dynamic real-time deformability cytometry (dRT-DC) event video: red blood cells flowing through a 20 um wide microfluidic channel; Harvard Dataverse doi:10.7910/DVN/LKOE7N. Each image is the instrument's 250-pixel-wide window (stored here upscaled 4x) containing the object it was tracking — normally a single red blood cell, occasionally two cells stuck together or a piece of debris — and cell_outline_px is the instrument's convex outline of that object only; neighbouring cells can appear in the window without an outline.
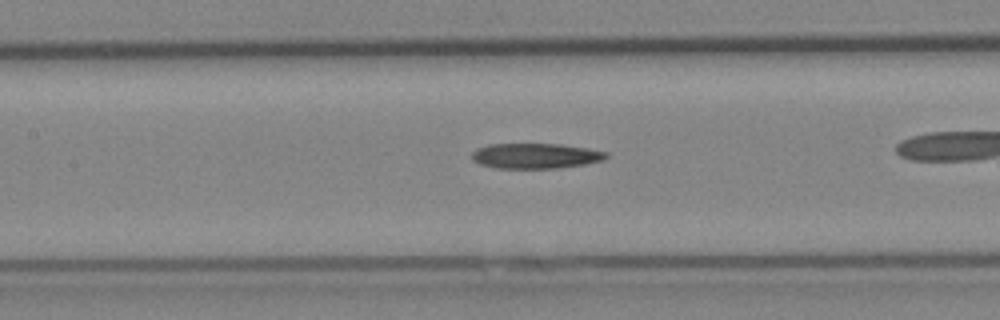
{"species": "Egyptian fruit bat (a non-hibernating species)", "species_latin": "Rousettus aegyptiacus", "temperature_condition": "cold", "stored_images_in_passage": 30, "camera_frame_rate_fps": 3000, "um_per_image_px": 0.085, "animal": {"sex": "female"}, "frame": {"image": 1, "passage_image": 13, "time_ms": 4.0, "image_size_px": [1000, 320], "cell_outline_px": [[608, 156], [604, 160], [584, 164], [556, 168], [496, 168], [480, 164], [472, 160], [472, 152], [476, 148], [488, 144], [560, 144], [588, 148], [608, 152]], "centroid_in_image_um": [45.51, 13.24], "position_along_channel_um": 161.9, "area_um2": 19.83}}
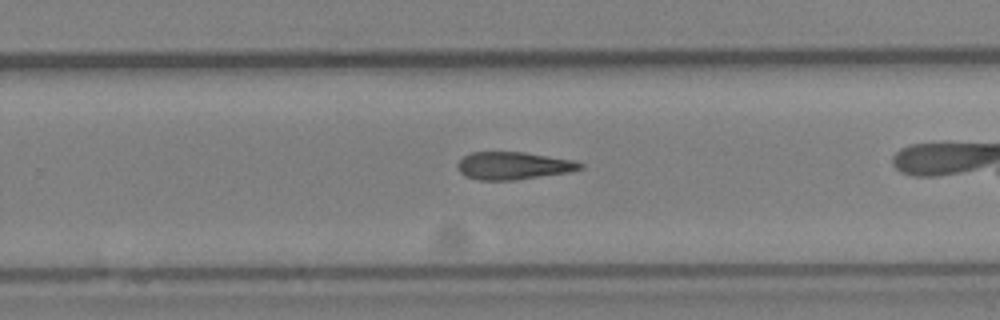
{"frame": {"image": 2, "passage_image": 22, "time_ms": 7.0, "image_size_px": [1000, 320], "cell_outline_px": [[584, 168], [568, 172], [512, 180], [480, 180], [464, 176], [460, 172], [456, 164], [464, 156], [472, 152], [524, 152], [576, 160], [584, 164]], "centroid_in_image_um": [43.65, 14.08], "position_along_channel_um": 286.2, "area_um2": 19.71}}